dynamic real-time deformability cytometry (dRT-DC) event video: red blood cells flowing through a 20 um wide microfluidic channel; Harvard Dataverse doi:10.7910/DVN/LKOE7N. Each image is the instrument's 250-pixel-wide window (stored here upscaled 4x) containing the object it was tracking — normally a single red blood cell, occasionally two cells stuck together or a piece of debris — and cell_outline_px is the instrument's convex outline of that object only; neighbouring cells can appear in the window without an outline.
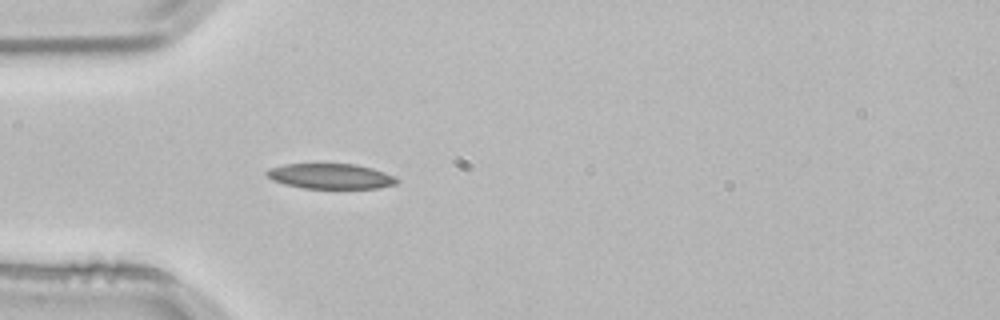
{"species": "common noctule bat (a hibernating species)", "species_latin": "Nyctalus noctula", "temperature_condition": "room temperature", "stored_images_in_passage": 2, "camera_frame_rate_fps": 3000, "um_per_image_px": 0.085, "animal": {"sex": "male", "body_mass_g": 21.5, "forearm_length_mm": 52.0}, "frame": {"image": 1, "passage_image": 2, "time_ms": 0.333, "image_size_px": [1000, 320], "cell_outline_px": [[400, 180], [396, 184], [380, 188], [304, 188], [284, 184], [272, 180], [264, 172], [268, 168], [284, 164], [356, 164], [372, 168], [384, 172]], "centroid_in_image_um": [28.08, 14.98], "position_along_channel_um": 56.9, "area_um2": 19.13}}